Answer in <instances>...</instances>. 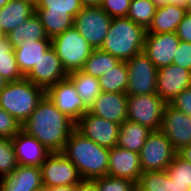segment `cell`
Wrapping results in <instances>:
<instances>
[{"label":"cell","mask_w":191,"mask_h":191,"mask_svg":"<svg viewBox=\"0 0 191 191\" xmlns=\"http://www.w3.org/2000/svg\"><path fill=\"white\" fill-rule=\"evenodd\" d=\"M156 8L151 0H131L127 18L147 30L152 23Z\"/></svg>","instance_id":"32"},{"label":"cell","mask_w":191,"mask_h":191,"mask_svg":"<svg viewBox=\"0 0 191 191\" xmlns=\"http://www.w3.org/2000/svg\"><path fill=\"white\" fill-rule=\"evenodd\" d=\"M147 30L127 17L112 19L101 50L120 61H127L143 52Z\"/></svg>","instance_id":"3"},{"label":"cell","mask_w":191,"mask_h":191,"mask_svg":"<svg viewBox=\"0 0 191 191\" xmlns=\"http://www.w3.org/2000/svg\"><path fill=\"white\" fill-rule=\"evenodd\" d=\"M35 13V5L25 0H10L0 9V32L7 35Z\"/></svg>","instance_id":"21"},{"label":"cell","mask_w":191,"mask_h":191,"mask_svg":"<svg viewBox=\"0 0 191 191\" xmlns=\"http://www.w3.org/2000/svg\"><path fill=\"white\" fill-rule=\"evenodd\" d=\"M175 33L180 40L191 43V13L185 14Z\"/></svg>","instance_id":"41"},{"label":"cell","mask_w":191,"mask_h":191,"mask_svg":"<svg viewBox=\"0 0 191 191\" xmlns=\"http://www.w3.org/2000/svg\"><path fill=\"white\" fill-rule=\"evenodd\" d=\"M67 78L74 84L78 95L88 108L102 92L99 79L81 70L69 73Z\"/></svg>","instance_id":"27"},{"label":"cell","mask_w":191,"mask_h":191,"mask_svg":"<svg viewBox=\"0 0 191 191\" xmlns=\"http://www.w3.org/2000/svg\"><path fill=\"white\" fill-rule=\"evenodd\" d=\"M44 191H75V185L49 187L44 188Z\"/></svg>","instance_id":"44"},{"label":"cell","mask_w":191,"mask_h":191,"mask_svg":"<svg viewBox=\"0 0 191 191\" xmlns=\"http://www.w3.org/2000/svg\"><path fill=\"white\" fill-rule=\"evenodd\" d=\"M165 171L169 179L173 180L178 186L191 189V164L178 154L175 155Z\"/></svg>","instance_id":"34"},{"label":"cell","mask_w":191,"mask_h":191,"mask_svg":"<svg viewBox=\"0 0 191 191\" xmlns=\"http://www.w3.org/2000/svg\"><path fill=\"white\" fill-rule=\"evenodd\" d=\"M169 105L191 117V87L180 92Z\"/></svg>","instance_id":"40"},{"label":"cell","mask_w":191,"mask_h":191,"mask_svg":"<svg viewBox=\"0 0 191 191\" xmlns=\"http://www.w3.org/2000/svg\"><path fill=\"white\" fill-rule=\"evenodd\" d=\"M18 167L12 139L0 138V178L11 174Z\"/></svg>","instance_id":"35"},{"label":"cell","mask_w":191,"mask_h":191,"mask_svg":"<svg viewBox=\"0 0 191 191\" xmlns=\"http://www.w3.org/2000/svg\"><path fill=\"white\" fill-rule=\"evenodd\" d=\"M75 191H98V189L94 180L82 179L75 185Z\"/></svg>","instance_id":"42"},{"label":"cell","mask_w":191,"mask_h":191,"mask_svg":"<svg viewBox=\"0 0 191 191\" xmlns=\"http://www.w3.org/2000/svg\"><path fill=\"white\" fill-rule=\"evenodd\" d=\"M75 128L101 147L111 149L117 145L120 125L89 111L80 117Z\"/></svg>","instance_id":"11"},{"label":"cell","mask_w":191,"mask_h":191,"mask_svg":"<svg viewBox=\"0 0 191 191\" xmlns=\"http://www.w3.org/2000/svg\"><path fill=\"white\" fill-rule=\"evenodd\" d=\"M97 184L98 191H136V183L123 178L105 175L93 179Z\"/></svg>","instance_id":"36"},{"label":"cell","mask_w":191,"mask_h":191,"mask_svg":"<svg viewBox=\"0 0 191 191\" xmlns=\"http://www.w3.org/2000/svg\"><path fill=\"white\" fill-rule=\"evenodd\" d=\"M10 0H0V9L3 8Z\"/></svg>","instance_id":"50"},{"label":"cell","mask_w":191,"mask_h":191,"mask_svg":"<svg viewBox=\"0 0 191 191\" xmlns=\"http://www.w3.org/2000/svg\"><path fill=\"white\" fill-rule=\"evenodd\" d=\"M177 151L161 131H152L139 152L142 172L165 171Z\"/></svg>","instance_id":"8"},{"label":"cell","mask_w":191,"mask_h":191,"mask_svg":"<svg viewBox=\"0 0 191 191\" xmlns=\"http://www.w3.org/2000/svg\"><path fill=\"white\" fill-rule=\"evenodd\" d=\"M151 132L152 130L146 126L125 120L120 124L116 146L139 153Z\"/></svg>","instance_id":"24"},{"label":"cell","mask_w":191,"mask_h":191,"mask_svg":"<svg viewBox=\"0 0 191 191\" xmlns=\"http://www.w3.org/2000/svg\"><path fill=\"white\" fill-rule=\"evenodd\" d=\"M76 123L62 113L45 94L22 124V130L36 138L51 153H61Z\"/></svg>","instance_id":"1"},{"label":"cell","mask_w":191,"mask_h":191,"mask_svg":"<svg viewBox=\"0 0 191 191\" xmlns=\"http://www.w3.org/2000/svg\"><path fill=\"white\" fill-rule=\"evenodd\" d=\"M107 175L128 179L137 184L142 175L139 153L118 146L109 149Z\"/></svg>","instance_id":"17"},{"label":"cell","mask_w":191,"mask_h":191,"mask_svg":"<svg viewBox=\"0 0 191 191\" xmlns=\"http://www.w3.org/2000/svg\"><path fill=\"white\" fill-rule=\"evenodd\" d=\"M44 189L41 169L37 166H21L0 178V191H39Z\"/></svg>","instance_id":"20"},{"label":"cell","mask_w":191,"mask_h":191,"mask_svg":"<svg viewBox=\"0 0 191 191\" xmlns=\"http://www.w3.org/2000/svg\"><path fill=\"white\" fill-rule=\"evenodd\" d=\"M165 105L157 93L128 96L127 120L146 126L152 131H159Z\"/></svg>","instance_id":"6"},{"label":"cell","mask_w":191,"mask_h":191,"mask_svg":"<svg viewBox=\"0 0 191 191\" xmlns=\"http://www.w3.org/2000/svg\"><path fill=\"white\" fill-rule=\"evenodd\" d=\"M136 187L137 191H190L189 187L178 186L169 179L166 171L142 172Z\"/></svg>","instance_id":"26"},{"label":"cell","mask_w":191,"mask_h":191,"mask_svg":"<svg viewBox=\"0 0 191 191\" xmlns=\"http://www.w3.org/2000/svg\"><path fill=\"white\" fill-rule=\"evenodd\" d=\"M51 47L67 74L81 70L94 50L74 26L51 38Z\"/></svg>","instance_id":"5"},{"label":"cell","mask_w":191,"mask_h":191,"mask_svg":"<svg viewBox=\"0 0 191 191\" xmlns=\"http://www.w3.org/2000/svg\"><path fill=\"white\" fill-rule=\"evenodd\" d=\"M120 60L110 53L101 49H94L89 58L84 63L81 71L99 78L111 68H114Z\"/></svg>","instance_id":"30"},{"label":"cell","mask_w":191,"mask_h":191,"mask_svg":"<svg viewBox=\"0 0 191 191\" xmlns=\"http://www.w3.org/2000/svg\"><path fill=\"white\" fill-rule=\"evenodd\" d=\"M44 95L43 88L24 77L19 81L7 82L0 91V106L22 125Z\"/></svg>","instance_id":"4"},{"label":"cell","mask_w":191,"mask_h":191,"mask_svg":"<svg viewBox=\"0 0 191 191\" xmlns=\"http://www.w3.org/2000/svg\"><path fill=\"white\" fill-rule=\"evenodd\" d=\"M18 165L37 166L46 160L51 152L44 147L36 138L21 130L13 138Z\"/></svg>","instance_id":"19"},{"label":"cell","mask_w":191,"mask_h":191,"mask_svg":"<svg viewBox=\"0 0 191 191\" xmlns=\"http://www.w3.org/2000/svg\"><path fill=\"white\" fill-rule=\"evenodd\" d=\"M102 92L126 93L128 70L126 61H120L103 76L99 77Z\"/></svg>","instance_id":"29"},{"label":"cell","mask_w":191,"mask_h":191,"mask_svg":"<svg viewBox=\"0 0 191 191\" xmlns=\"http://www.w3.org/2000/svg\"><path fill=\"white\" fill-rule=\"evenodd\" d=\"M21 130V123L0 106V138L12 139Z\"/></svg>","instance_id":"37"},{"label":"cell","mask_w":191,"mask_h":191,"mask_svg":"<svg viewBox=\"0 0 191 191\" xmlns=\"http://www.w3.org/2000/svg\"><path fill=\"white\" fill-rule=\"evenodd\" d=\"M51 47V40L25 41L14 48L20 72L26 76Z\"/></svg>","instance_id":"23"},{"label":"cell","mask_w":191,"mask_h":191,"mask_svg":"<svg viewBox=\"0 0 191 191\" xmlns=\"http://www.w3.org/2000/svg\"><path fill=\"white\" fill-rule=\"evenodd\" d=\"M131 0H102L101 8L112 18L127 17Z\"/></svg>","instance_id":"38"},{"label":"cell","mask_w":191,"mask_h":191,"mask_svg":"<svg viewBox=\"0 0 191 191\" xmlns=\"http://www.w3.org/2000/svg\"><path fill=\"white\" fill-rule=\"evenodd\" d=\"M0 75L7 82H15L25 76L20 72L13 45L3 35L0 38Z\"/></svg>","instance_id":"28"},{"label":"cell","mask_w":191,"mask_h":191,"mask_svg":"<svg viewBox=\"0 0 191 191\" xmlns=\"http://www.w3.org/2000/svg\"><path fill=\"white\" fill-rule=\"evenodd\" d=\"M7 81L0 75V91L6 86Z\"/></svg>","instance_id":"48"},{"label":"cell","mask_w":191,"mask_h":191,"mask_svg":"<svg viewBox=\"0 0 191 191\" xmlns=\"http://www.w3.org/2000/svg\"><path fill=\"white\" fill-rule=\"evenodd\" d=\"M112 19L101 7H83L74 17V27L93 49H100Z\"/></svg>","instance_id":"7"},{"label":"cell","mask_w":191,"mask_h":191,"mask_svg":"<svg viewBox=\"0 0 191 191\" xmlns=\"http://www.w3.org/2000/svg\"><path fill=\"white\" fill-rule=\"evenodd\" d=\"M5 36L14 48L25 41L51 40V38H48L44 26L36 13Z\"/></svg>","instance_id":"25"},{"label":"cell","mask_w":191,"mask_h":191,"mask_svg":"<svg viewBox=\"0 0 191 191\" xmlns=\"http://www.w3.org/2000/svg\"><path fill=\"white\" fill-rule=\"evenodd\" d=\"M177 154L191 164V144L182 147Z\"/></svg>","instance_id":"43"},{"label":"cell","mask_w":191,"mask_h":191,"mask_svg":"<svg viewBox=\"0 0 191 191\" xmlns=\"http://www.w3.org/2000/svg\"><path fill=\"white\" fill-rule=\"evenodd\" d=\"M176 151L191 144V117L165 105L160 129Z\"/></svg>","instance_id":"13"},{"label":"cell","mask_w":191,"mask_h":191,"mask_svg":"<svg viewBox=\"0 0 191 191\" xmlns=\"http://www.w3.org/2000/svg\"><path fill=\"white\" fill-rule=\"evenodd\" d=\"M67 76L60 58L55 50L50 47L25 78L46 91L58 81L66 79Z\"/></svg>","instance_id":"15"},{"label":"cell","mask_w":191,"mask_h":191,"mask_svg":"<svg viewBox=\"0 0 191 191\" xmlns=\"http://www.w3.org/2000/svg\"><path fill=\"white\" fill-rule=\"evenodd\" d=\"M157 94L169 104L180 92L191 87V71L175 64L157 70Z\"/></svg>","instance_id":"14"},{"label":"cell","mask_w":191,"mask_h":191,"mask_svg":"<svg viewBox=\"0 0 191 191\" xmlns=\"http://www.w3.org/2000/svg\"><path fill=\"white\" fill-rule=\"evenodd\" d=\"M172 63L191 71V43L180 40Z\"/></svg>","instance_id":"39"},{"label":"cell","mask_w":191,"mask_h":191,"mask_svg":"<svg viewBox=\"0 0 191 191\" xmlns=\"http://www.w3.org/2000/svg\"><path fill=\"white\" fill-rule=\"evenodd\" d=\"M179 43L176 33L146 34L143 52L160 69L172 64Z\"/></svg>","instance_id":"16"},{"label":"cell","mask_w":191,"mask_h":191,"mask_svg":"<svg viewBox=\"0 0 191 191\" xmlns=\"http://www.w3.org/2000/svg\"><path fill=\"white\" fill-rule=\"evenodd\" d=\"M62 153L76 166L82 179L107 175L109 149L85 137L76 128L72 131Z\"/></svg>","instance_id":"2"},{"label":"cell","mask_w":191,"mask_h":191,"mask_svg":"<svg viewBox=\"0 0 191 191\" xmlns=\"http://www.w3.org/2000/svg\"><path fill=\"white\" fill-rule=\"evenodd\" d=\"M83 7H101L102 0H80Z\"/></svg>","instance_id":"45"},{"label":"cell","mask_w":191,"mask_h":191,"mask_svg":"<svg viewBox=\"0 0 191 191\" xmlns=\"http://www.w3.org/2000/svg\"><path fill=\"white\" fill-rule=\"evenodd\" d=\"M25 1H28V2H30L32 4H34V5L38 2V0H25Z\"/></svg>","instance_id":"51"},{"label":"cell","mask_w":191,"mask_h":191,"mask_svg":"<svg viewBox=\"0 0 191 191\" xmlns=\"http://www.w3.org/2000/svg\"><path fill=\"white\" fill-rule=\"evenodd\" d=\"M128 70V96L157 93V68L144 52L126 61Z\"/></svg>","instance_id":"9"},{"label":"cell","mask_w":191,"mask_h":191,"mask_svg":"<svg viewBox=\"0 0 191 191\" xmlns=\"http://www.w3.org/2000/svg\"><path fill=\"white\" fill-rule=\"evenodd\" d=\"M169 3L175 4L177 6L184 7L186 6V0H169Z\"/></svg>","instance_id":"47"},{"label":"cell","mask_w":191,"mask_h":191,"mask_svg":"<svg viewBox=\"0 0 191 191\" xmlns=\"http://www.w3.org/2000/svg\"><path fill=\"white\" fill-rule=\"evenodd\" d=\"M187 12L191 13V0H186V6H185Z\"/></svg>","instance_id":"49"},{"label":"cell","mask_w":191,"mask_h":191,"mask_svg":"<svg viewBox=\"0 0 191 191\" xmlns=\"http://www.w3.org/2000/svg\"><path fill=\"white\" fill-rule=\"evenodd\" d=\"M83 9L80 0H38L36 14H57L73 18Z\"/></svg>","instance_id":"31"},{"label":"cell","mask_w":191,"mask_h":191,"mask_svg":"<svg viewBox=\"0 0 191 191\" xmlns=\"http://www.w3.org/2000/svg\"><path fill=\"white\" fill-rule=\"evenodd\" d=\"M40 169L44 188L76 185L82 180L76 166L62 152L51 153Z\"/></svg>","instance_id":"10"},{"label":"cell","mask_w":191,"mask_h":191,"mask_svg":"<svg viewBox=\"0 0 191 191\" xmlns=\"http://www.w3.org/2000/svg\"><path fill=\"white\" fill-rule=\"evenodd\" d=\"M127 98L126 93L101 92L89 112L120 125L127 120Z\"/></svg>","instance_id":"18"},{"label":"cell","mask_w":191,"mask_h":191,"mask_svg":"<svg viewBox=\"0 0 191 191\" xmlns=\"http://www.w3.org/2000/svg\"><path fill=\"white\" fill-rule=\"evenodd\" d=\"M186 13V8L172 3L156 8L146 34L175 33Z\"/></svg>","instance_id":"22"},{"label":"cell","mask_w":191,"mask_h":191,"mask_svg":"<svg viewBox=\"0 0 191 191\" xmlns=\"http://www.w3.org/2000/svg\"><path fill=\"white\" fill-rule=\"evenodd\" d=\"M155 6L158 7H163L166 6L169 3V0H151Z\"/></svg>","instance_id":"46"},{"label":"cell","mask_w":191,"mask_h":191,"mask_svg":"<svg viewBox=\"0 0 191 191\" xmlns=\"http://www.w3.org/2000/svg\"><path fill=\"white\" fill-rule=\"evenodd\" d=\"M48 38H53L58 34L63 33L66 29L74 26V18L72 16L57 15V14H36Z\"/></svg>","instance_id":"33"},{"label":"cell","mask_w":191,"mask_h":191,"mask_svg":"<svg viewBox=\"0 0 191 191\" xmlns=\"http://www.w3.org/2000/svg\"><path fill=\"white\" fill-rule=\"evenodd\" d=\"M45 94L62 113L75 123L89 111V108L78 95L74 84L68 78L49 87Z\"/></svg>","instance_id":"12"}]
</instances>
